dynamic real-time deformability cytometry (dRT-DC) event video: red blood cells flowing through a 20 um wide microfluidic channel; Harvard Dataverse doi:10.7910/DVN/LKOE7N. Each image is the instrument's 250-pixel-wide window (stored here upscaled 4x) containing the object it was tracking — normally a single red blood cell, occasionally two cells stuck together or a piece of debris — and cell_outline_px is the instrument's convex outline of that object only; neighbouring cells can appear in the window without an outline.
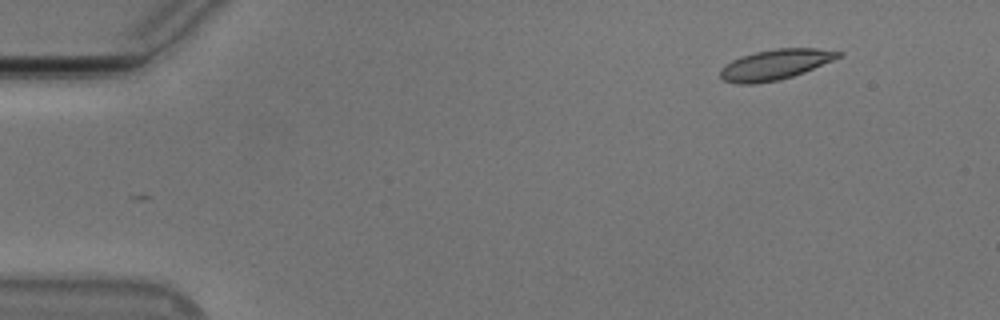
{"species": "Egyptian fruit bat (a non-hibernating species)", "species_latin": "Rousettus aegyptiacus", "temperature_condition": "cold", "stored_images_in_passage": 49, "camera_frame_rate_fps": 3000, "um_per_image_px": 0.085, "animal": {"sex": "male"}, "frame": {"image": 1, "passage_image": 1, "time_ms": 0.0, "image_size_px": [1000, 320], "cell_outline_px": [[844, 56], [804, 72], [780, 80], [756, 84], [736, 84], [724, 80], [720, 76], [720, 68], [732, 60], [740, 56], [756, 52], [776, 48], [816, 48], [844, 52]], "centroid_in_image_um": [65.91, 5.49], "position_along_channel_um": 19.1, "area_um2": 21.04}}
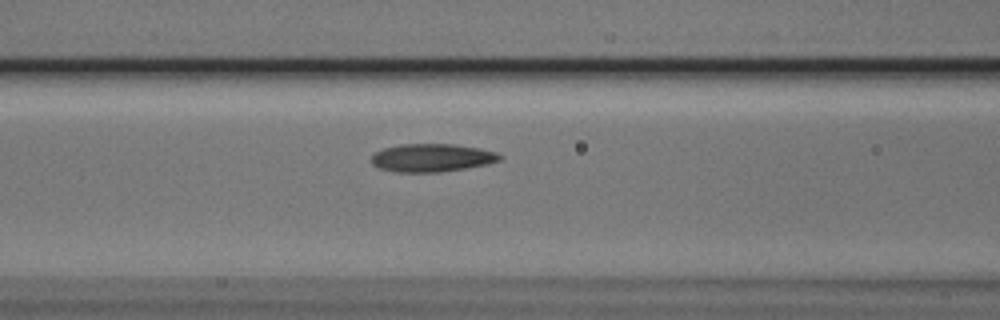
{"frame": {"image": 2, "passage_image": 18, "time_ms": 5.667, "image_size_px": [1000, 320], "cell_outline_px": [[504, 156], [500, 160], [488, 164], [440, 172], [396, 172], [380, 168], [372, 164], [372, 156], [376, 152], [384, 148], [400, 144], [456, 144], [480, 148], [496, 152]], "centroid_in_image_um": [36.74, 13.4], "position_along_channel_um": 129.9, "area_um2": 20.98}}
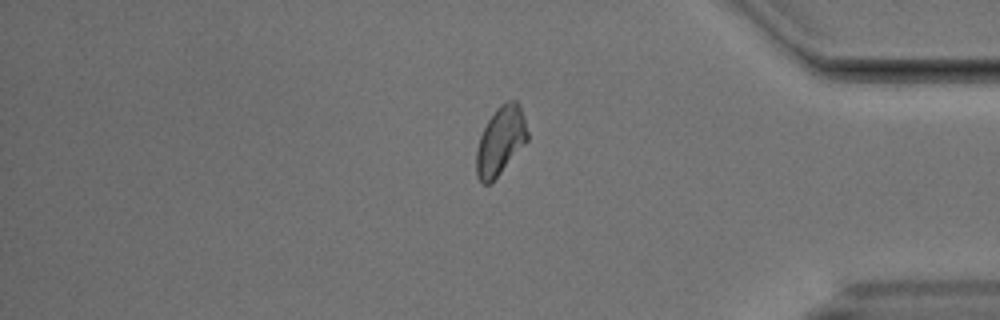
{"frame": {"image": 3, "passage_image": 41, "time_ms": 13.333, "image_size_px": [1000, 320], "cell_outline_px": [[528, 140], [500, 172], [488, 184], [480, 184], [476, 176], [476, 152], [480, 136], [488, 120], [496, 108], [500, 104], [508, 100], [516, 100], [520, 104], [524, 116], [528, 132]], "centroid_in_image_um": [42.54, 11.94], "position_along_channel_um": 392.7, "area_um2": 20.23}, "authors_computed_cell_mechanics": {"area_um2": 20.5768, "velocity_mm_per_s": 3.7371, "shape_relaxation_time_tau1_ms": null, "shape_relaxation_time_tau2_ms": 3.9383, "deformation_change_tau1": null, "deformation_change_tau2": 0.101}}